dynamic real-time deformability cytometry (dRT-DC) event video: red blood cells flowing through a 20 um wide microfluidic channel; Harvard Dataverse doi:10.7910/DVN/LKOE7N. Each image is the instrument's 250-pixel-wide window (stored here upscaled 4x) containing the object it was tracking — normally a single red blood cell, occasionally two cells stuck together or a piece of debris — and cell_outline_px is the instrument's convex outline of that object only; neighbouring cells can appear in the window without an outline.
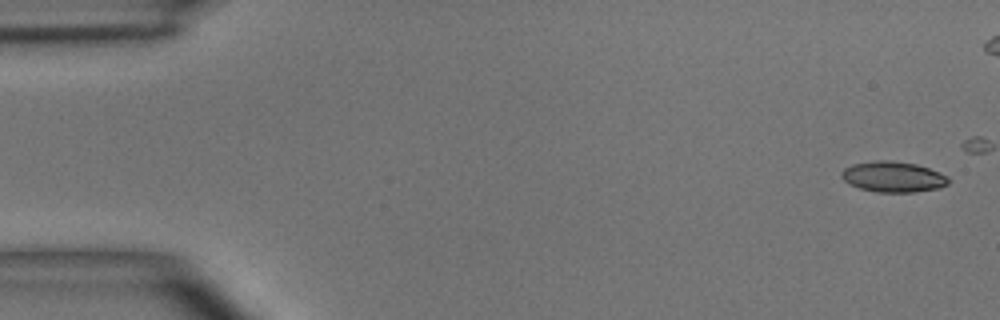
{"species": "common noctule bat (a hibernating species)", "species_latin": "Nyctalus noctula", "temperature_condition": "room temperature", "stored_images_in_passage": 11, "camera_frame_rate_fps": 3000, "um_per_image_px": 0.085, "animal": {"sex": "male", "body_mass_g": 15.6}, "frame": {"image": 1, "passage_image": 1, "time_ms": 0.0, "image_size_px": [1000, 320], "cell_outline_px": [[948, 184], [940, 188], [912, 192], [876, 192], [860, 188], [844, 180], [840, 176], [840, 172], [844, 168], [852, 164], [876, 160], [888, 160], [916, 164], [928, 168], [948, 176]], "centroid_in_image_um": [75.9, 15.02], "position_along_channel_um": 9.1, "area_um2": 19.02}}
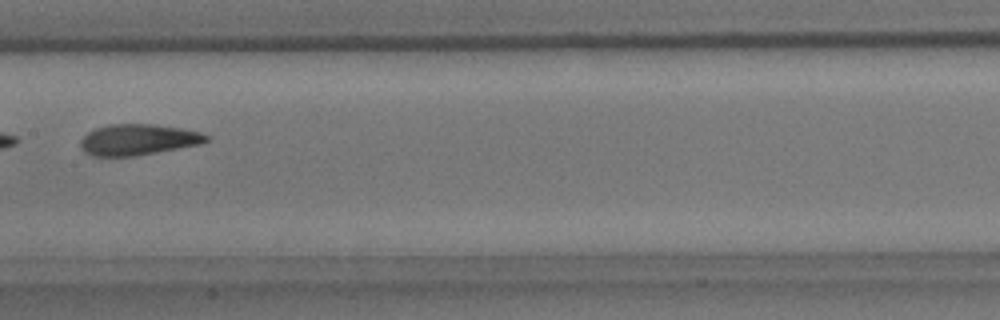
{"frame": {"image": 2, "passage_image": 10, "time_ms": 11.333, "image_size_px": [1000, 320], "cell_outline_px": [[208, 140], [200, 144], [132, 156], [92, 156], [84, 152], [80, 148], [80, 140], [88, 132], [96, 128], [108, 124], [152, 124], [180, 128], [200, 132], [208, 136]], "centroid_in_image_um": [11.68, 11.86], "position_along_channel_um": 195.7, "area_um2": 22.48}}